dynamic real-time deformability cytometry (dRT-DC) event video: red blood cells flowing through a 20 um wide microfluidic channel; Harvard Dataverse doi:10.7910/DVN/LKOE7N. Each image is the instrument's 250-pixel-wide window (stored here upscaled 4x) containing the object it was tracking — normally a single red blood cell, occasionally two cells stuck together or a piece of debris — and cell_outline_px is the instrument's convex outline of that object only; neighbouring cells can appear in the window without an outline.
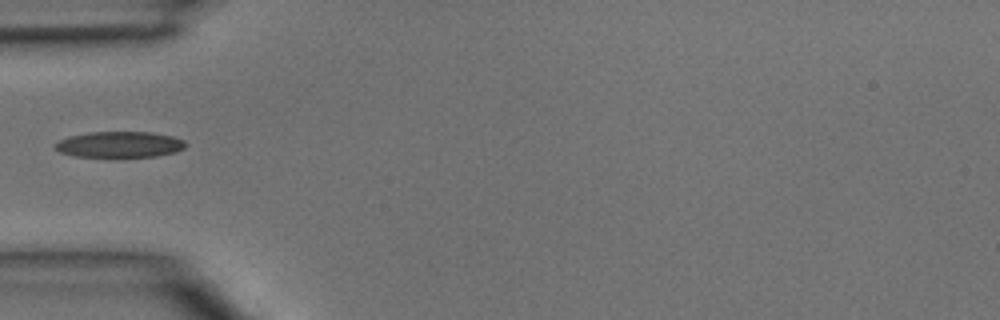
{"species": "common noctule bat (a hibernating species)", "species_latin": "Nyctalus noctula", "temperature_condition": "room temperature", "stored_images_in_passage": 1, "camera_frame_rate_fps": 3000, "um_per_image_px": 0.085, "animal": {"sex": "male", "body_mass_g": 15.6}, "frame": {"image": 1, "passage_image": 1, "time_ms": 0.0, "image_size_px": [1000, 320], "cell_outline_px": [[188, 144], [184, 148], [176, 152], [156, 156], [76, 156], [60, 152], [52, 148], [52, 144], [68, 136], [88, 132], [152, 132], [172, 136], [184, 140]], "centroid_in_image_um": [10.15, 12.27], "position_along_channel_um": 74.9, "area_um2": 19.77}}